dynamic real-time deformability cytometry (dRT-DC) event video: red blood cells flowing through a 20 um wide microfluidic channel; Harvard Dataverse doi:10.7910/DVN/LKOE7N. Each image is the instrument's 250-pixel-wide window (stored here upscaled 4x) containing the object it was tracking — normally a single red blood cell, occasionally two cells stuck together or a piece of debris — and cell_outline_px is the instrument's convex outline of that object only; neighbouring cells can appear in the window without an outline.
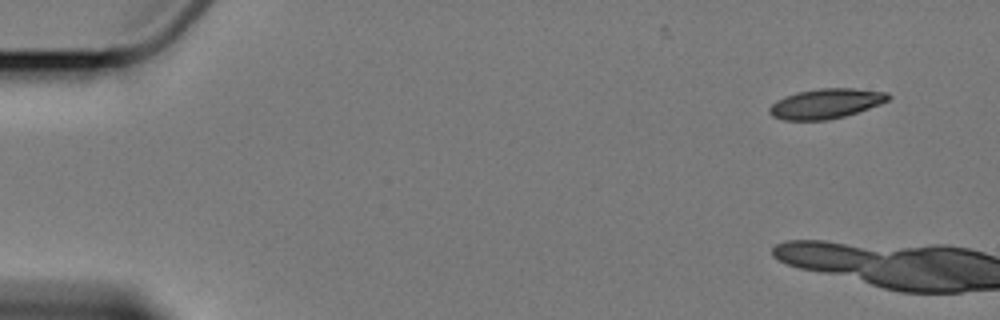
{"species": "Egyptian fruit bat (a non-hibernating species)", "species_latin": "Rousettus aegyptiacus", "temperature_condition": "cold", "stored_images_in_passage": 3, "camera_frame_rate_fps": 3000, "um_per_image_px": 0.085, "animal": {"sex": "female"}, "frame": {"image": 1, "passage_image": 3, "time_ms": 2.333, "image_size_px": [1000, 320], "cell_outline_px": [[892, 96], [888, 100], [880, 104], [844, 116], [828, 120], [784, 120], [772, 116], [768, 112], [768, 108], [776, 100], [784, 96], [796, 92], [820, 88], [852, 88], [888, 92]], "centroid_in_image_um": [70.18, 8.8], "position_along_channel_um": 14.8, "area_um2": 20.75}}